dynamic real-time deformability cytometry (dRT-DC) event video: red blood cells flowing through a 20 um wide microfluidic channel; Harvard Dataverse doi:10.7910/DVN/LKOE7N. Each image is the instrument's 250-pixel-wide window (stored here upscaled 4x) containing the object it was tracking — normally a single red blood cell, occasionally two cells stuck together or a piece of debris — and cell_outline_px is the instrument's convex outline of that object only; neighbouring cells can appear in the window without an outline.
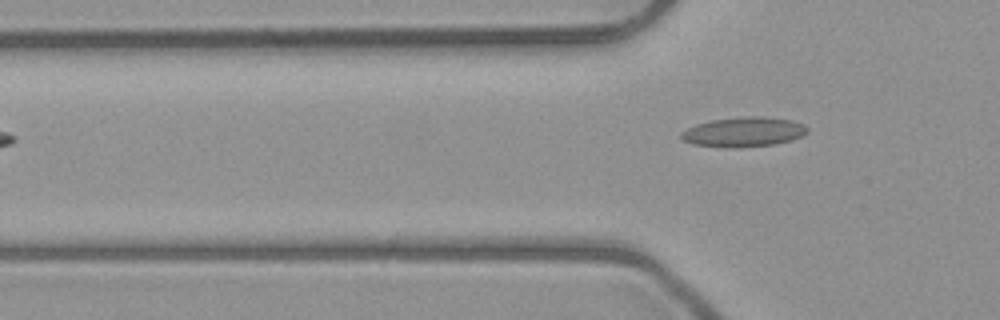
{"species": "common noctule bat (a hibernating species)", "species_latin": "Nyctalus noctula", "temperature_condition": "room temperature", "stored_images_in_passage": 3, "camera_frame_rate_fps": 3000, "um_per_image_px": 0.085, "animal": {"sex": "male", "body_mass_g": 23.1, "forearm_length_mm": 52.7}, "frame": {"image": 1, "passage_image": 3, "time_ms": 2.333, "image_size_px": [1000, 320], "cell_outline_px": [[808, 132], [792, 140], [776, 144], [740, 148], [728, 148], [692, 144], [684, 140], [680, 136], [680, 132], [696, 124], [712, 120], [744, 116], [764, 116], [792, 120], [804, 124], [808, 128]], "centroid_in_image_um": [63.22, 11.22], "position_along_channel_um": 62.6, "area_um2": 22.08}}